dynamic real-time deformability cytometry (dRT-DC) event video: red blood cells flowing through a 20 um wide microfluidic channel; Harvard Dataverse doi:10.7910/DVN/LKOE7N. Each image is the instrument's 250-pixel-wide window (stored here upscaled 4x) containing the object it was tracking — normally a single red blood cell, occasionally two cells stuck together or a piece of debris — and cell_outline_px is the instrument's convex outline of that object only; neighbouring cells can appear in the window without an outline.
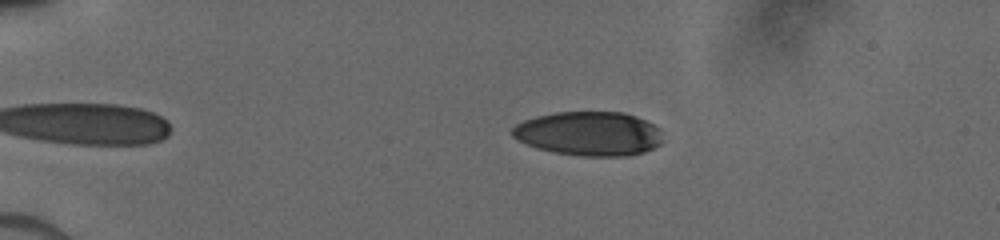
{"species": "human", "species_latin": "Homo sapiens", "temperature_condition": "cold", "stored_images_in_passage": 60, "camera_frame_rate_fps": 3000, "um_per_image_px": 0.085, "donor": {"sex": "male"}, "frame": {"image": 1, "passage_image": 2, "time_ms": 0.333, "image_size_px": [1000, 240], "cell_outline_px": [[664, 140], [660, 144], [644, 152], [628, 156], [580, 156], [556, 152], [536, 148], [512, 136], [512, 128], [516, 124], [524, 120], [536, 116], [556, 112], [624, 112], [636, 116], [660, 128]], "centroid_in_image_um": [50.1, 11.36], "position_along_channel_um": 34.9, "area_um2": 38.78}}
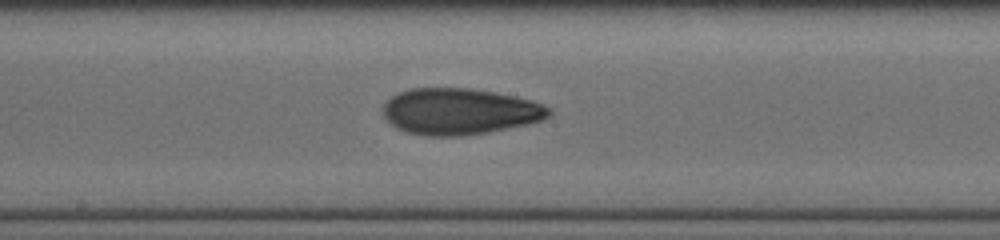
{"frame": {"image": 2, "passage_image": 20, "time_ms": 6.333, "image_size_px": [1000, 240], "cell_outline_px": [[552, 112], [548, 116], [540, 120], [524, 124], [488, 132], [460, 136], [428, 136], [408, 132], [396, 128], [380, 112], [384, 104], [392, 96], [400, 92], [412, 88], [472, 88], [532, 100], [548, 108]], "centroid_in_image_um": [39.01, 9.47], "position_along_channel_um": 209.2, "area_um2": 44.33}}
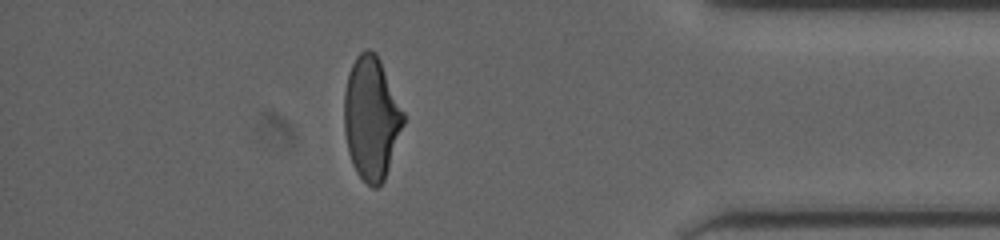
{"frame": {"image": 3, "passage_image": 46, "time_ms": 11.667, "image_size_px": [1000, 240], "cell_outline_px": [[404, 124], [384, 180], [376, 188], [372, 188], [356, 172], [352, 164], [348, 152], [344, 132], [344, 92], [348, 72], [356, 56], [364, 48], [368, 48], [376, 52], [380, 60], [404, 112]], "centroid_in_image_um": [31.54, 10.01], "position_along_channel_um": 403.7, "area_um2": 42.48}}